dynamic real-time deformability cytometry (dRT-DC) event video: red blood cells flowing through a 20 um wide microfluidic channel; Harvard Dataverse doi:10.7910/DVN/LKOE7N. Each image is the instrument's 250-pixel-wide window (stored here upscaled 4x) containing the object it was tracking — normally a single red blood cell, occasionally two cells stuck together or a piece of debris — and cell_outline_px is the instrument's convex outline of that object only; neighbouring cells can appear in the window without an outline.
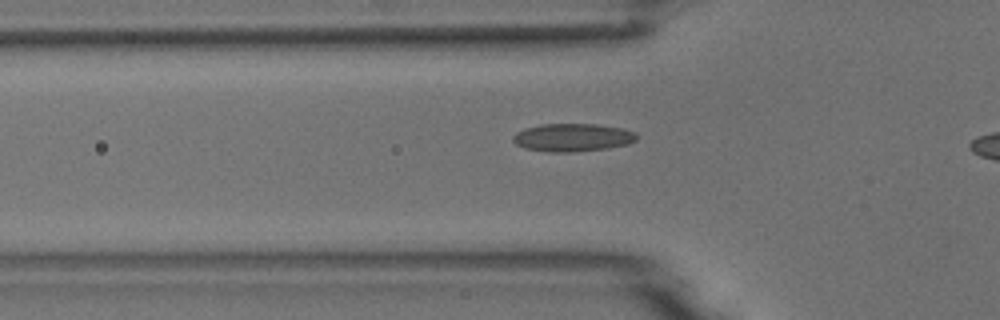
{"species": "common noctule bat (a hibernating species)", "species_latin": "Nyctalus noctula", "temperature_condition": "room temperature", "stored_images_in_passage": 6, "camera_frame_rate_fps": 3000, "um_per_image_px": 0.085, "animal": {"sex": "male", "body_mass_g": 18.8}, "frame": {"image": 1, "passage_image": 5, "time_ms": 6.333, "image_size_px": [1000, 320], "cell_outline_px": [[636, 140], [628, 144], [608, 148], [572, 152], [548, 152], [524, 148], [516, 144], [512, 140], [512, 136], [516, 132], [524, 128], [540, 124], [596, 124], [624, 128], [636, 132]], "centroid_in_image_um": [48.65, 11.68], "position_along_channel_um": 77.1, "area_um2": 20.35}}